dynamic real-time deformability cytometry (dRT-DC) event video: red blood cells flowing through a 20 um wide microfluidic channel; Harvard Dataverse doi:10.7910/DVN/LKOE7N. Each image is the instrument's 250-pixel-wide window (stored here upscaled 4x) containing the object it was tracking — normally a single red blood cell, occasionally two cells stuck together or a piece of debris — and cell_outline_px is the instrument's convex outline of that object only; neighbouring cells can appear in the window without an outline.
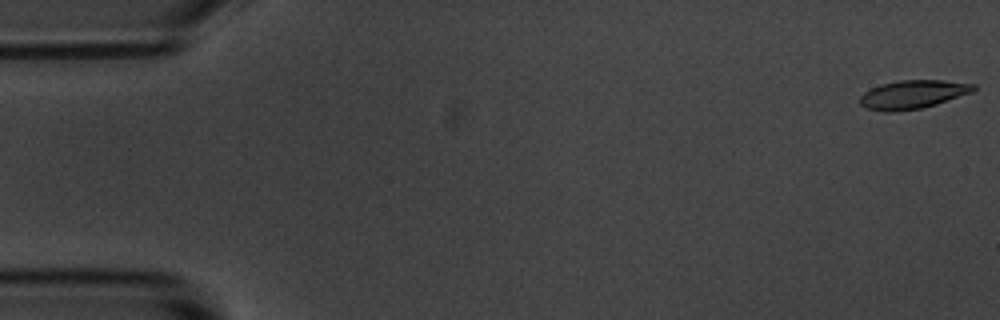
{"species": "common noctule bat (a hibernating species)", "species_latin": "Nyctalus noctula", "temperature_condition": "room temperature", "stored_images_in_passage": 13, "camera_frame_rate_fps": 3000, "um_per_image_px": 0.085, "animal": {"sex": "male", "body_mass_g": 20.1, "forearm_length_mm": 53.5}, "frame": {"image": 1, "passage_image": 1, "time_ms": 0.0, "image_size_px": [1000, 320], "cell_outline_px": [[976, 88], [972, 92], [936, 104], [920, 108], [896, 112], [884, 112], [864, 108], [860, 104], [860, 96], [864, 92], [880, 84], [896, 80], [944, 80], [976, 84]], "centroid_in_image_um": [77.56, 8.02], "position_along_channel_um": 7.4, "area_um2": 19.02}}